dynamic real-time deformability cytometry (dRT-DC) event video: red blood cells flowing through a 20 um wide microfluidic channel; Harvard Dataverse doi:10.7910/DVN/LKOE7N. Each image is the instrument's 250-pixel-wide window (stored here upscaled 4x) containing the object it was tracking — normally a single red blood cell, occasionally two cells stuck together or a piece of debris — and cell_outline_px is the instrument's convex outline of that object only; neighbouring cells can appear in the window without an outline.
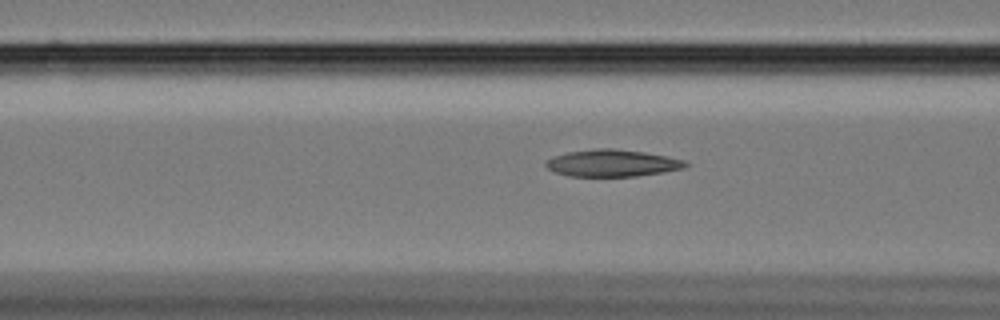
{"species": "Egyptian fruit bat (a non-hibernating species)", "species_latin": "Rousettus aegyptiacus", "temperature_condition": "cold", "stored_images_in_passage": 48, "camera_frame_rate_fps": 3000, "um_per_image_px": 0.085, "animal": {"sex": "female"}, "frame": {"image": 1, "passage_image": 18, "time_ms": 5.667, "image_size_px": [1000, 320], "cell_outline_px": [[688, 164], [684, 168], [664, 172], [636, 176], [568, 176], [556, 172], [548, 168], [544, 164], [544, 160], [552, 156], [568, 152], [596, 148], [612, 148], [644, 152], [684, 160]], "centroid_in_image_um": [51.99, 13.86], "position_along_channel_um": 114.6, "area_um2": 21.91}}
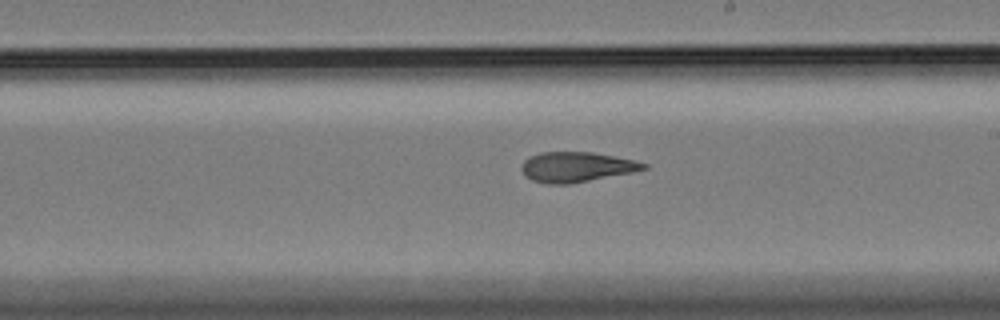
{"frame": {"image": 2, "passage_image": 29, "time_ms": 9.333, "image_size_px": [1000, 320], "cell_outline_px": [[648, 168], [632, 172], [568, 184], [544, 184], [532, 180], [524, 176], [520, 168], [524, 160], [528, 156], [540, 152], [592, 152], [632, 160], [648, 164]], "centroid_in_image_um": [48.92, 14.19], "position_along_channel_um": 240.1, "area_um2": 21.33}}
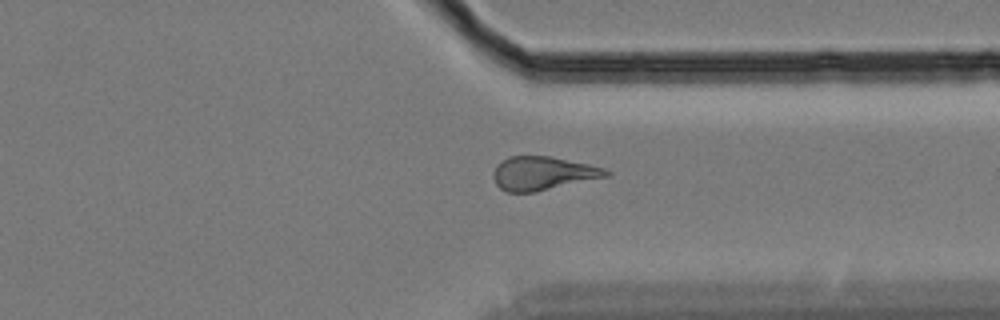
{"frame": {"image": 3, "passage_image": 40, "time_ms": 13.0, "image_size_px": [1000, 320], "cell_outline_px": [[612, 172], [608, 176], [536, 192], [508, 192], [500, 188], [496, 184], [492, 176], [496, 164], [508, 156], [548, 156], [588, 164], [604, 168]], "centroid_in_image_um": [46.11, 14.73], "position_along_channel_um": 365.3, "area_um2": 22.02}, "authors_computed_cell_mechanics": {"area_um2": 21.9929, "velocity_mm_per_s": 3.4206, "shape_relaxation_time_tau1_ms": 6.2592, "shape_relaxation_time_tau2_ms": 4.2371, "deformation_change_tau1": 0.2029, "deformation_change_tau2": 0.1451}}